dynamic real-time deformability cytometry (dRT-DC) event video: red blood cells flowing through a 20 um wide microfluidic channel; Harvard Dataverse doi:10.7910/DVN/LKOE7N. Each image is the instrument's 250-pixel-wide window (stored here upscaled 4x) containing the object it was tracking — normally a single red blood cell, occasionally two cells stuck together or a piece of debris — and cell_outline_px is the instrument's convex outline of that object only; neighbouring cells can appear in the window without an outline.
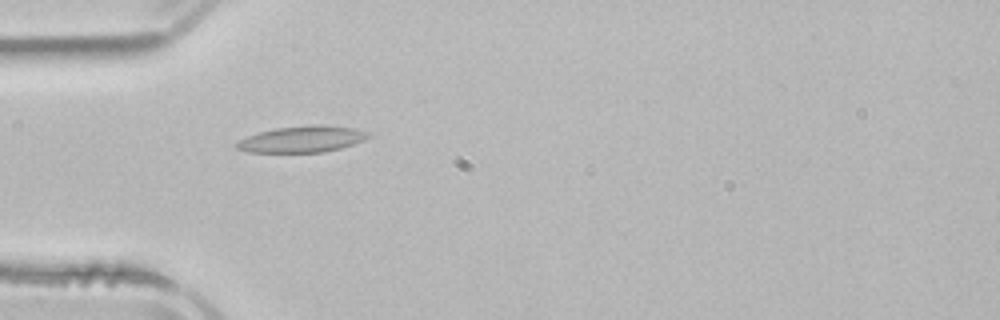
{"species": "common noctule bat (a hibernating species)", "species_latin": "Nyctalus noctula", "temperature_condition": "room temperature", "stored_images_in_passage": 37, "camera_frame_rate_fps": 3000, "um_per_image_px": 0.085, "animal": {"sex": "male", "body_mass_g": 21.5, "forearm_length_mm": 52.0}, "frame": {"image": 1, "passage_image": 1, "time_ms": 0.0, "image_size_px": [1000, 320], "cell_outline_px": [[372, 136], [364, 140], [340, 148], [324, 152], [248, 152], [236, 148], [232, 144], [248, 136], [260, 132], [276, 128], [312, 124], [324, 124], [352, 128], [372, 132]], "centroid_in_image_um": [25.71, 11.82], "position_along_channel_um": 59.3, "area_um2": 20.35}}
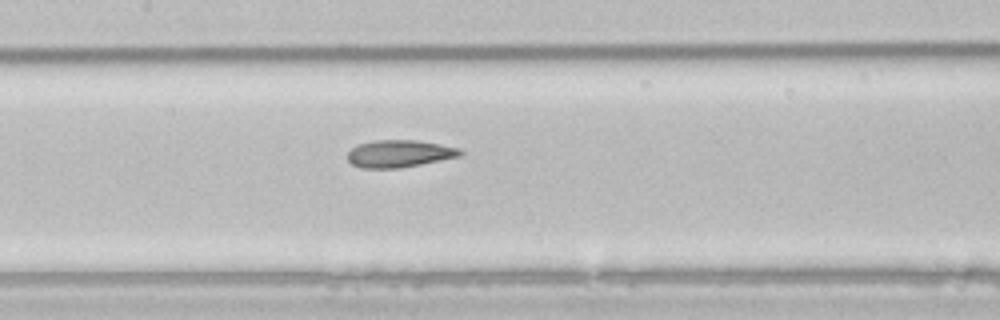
{"frame": {"image": 2, "passage_image": 10, "time_ms": 3.0, "image_size_px": [1000, 320], "cell_outline_px": [[464, 152], [460, 156], [400, 168], [360, 168], [352, 164], [348, 160], [348, 152], [356, 144], [376, 140], [416, 140], [440, 144], [460, 148]], "centroid_in_image_um": [33.93, 13.05], "position_along_channel_um": 173.5, "area_um2": 17.92}}
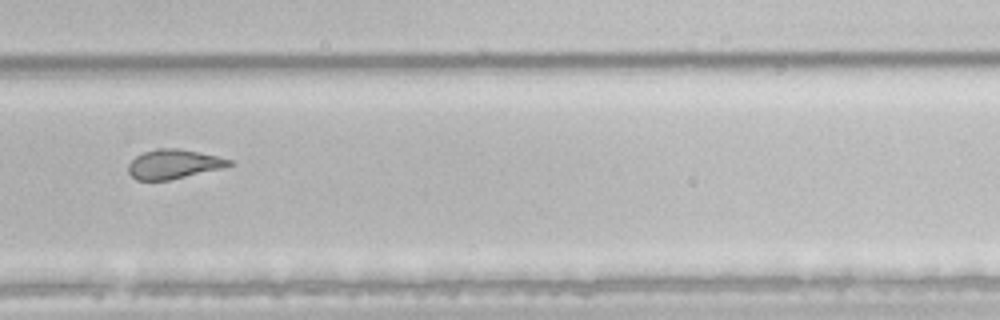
{"frame": {"image": 3, "passage_image": 21, "time_ms": 6.667, "image_size_px": [1000, 320], "cell_outline_px": [[236, 164], [220, 168], [168, 180], [136, 180], [128, 172], [128, 164], [136, 156], [144, 152], [160, 148], [180, 148], [216, 156], [232, 160]], "centroid_in_image_um": [14.74, 13.94], "position_along_channel_um": 315.1, "area_um2": 16.99}, "authors_computed_cell_mechanics": {"area_um2": 18.3226, "velocity_mm_per_s": 3.8809, "shape_relaxation_time_tau1_ms": null, "shape_relaxation_time_tau2_ms": 2.624, "deformation_change_tau1": null, "deformation_change_tau2": 0.116}}